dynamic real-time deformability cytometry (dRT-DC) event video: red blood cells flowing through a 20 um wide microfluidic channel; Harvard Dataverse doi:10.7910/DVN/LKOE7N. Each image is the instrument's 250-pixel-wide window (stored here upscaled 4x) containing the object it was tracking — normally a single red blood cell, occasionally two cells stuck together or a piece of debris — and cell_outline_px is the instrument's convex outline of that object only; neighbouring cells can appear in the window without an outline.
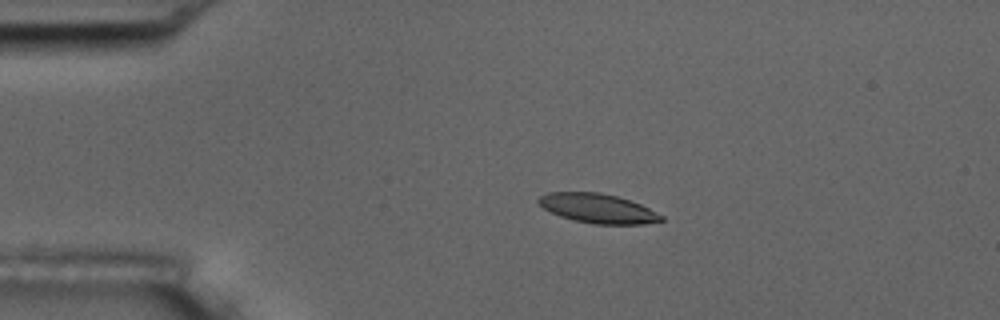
{"species": "common noctule bat (a hibernating species)", "species_latin": "Nyctalus noctula", "temperature_condition": "room temperature", "stored_images_in_passage": 6, "camera_frame_rate_fps": 3000, "um_per_image_px": 0.085, "animal": {"sex": "male", "body_mass_g": 17.5, "forearm_length_mm": 52.3}, "frame": {"image": 1, "passage_image": 4, "time_ms": 3.333, "image_size_px": [1000, 320], "cell_outline_px": [[664, 220], [644, 224], [592, 224], [560, 216], [544, 208], [536, 200], [540, 196], [548, 192], [600, 192], [616, 196], [640, 204], [664, 216]], "centroid_in_image_um": [50.82, 17.71], "position_along_channel_um": 34.2, "area_um2": 20.81}}
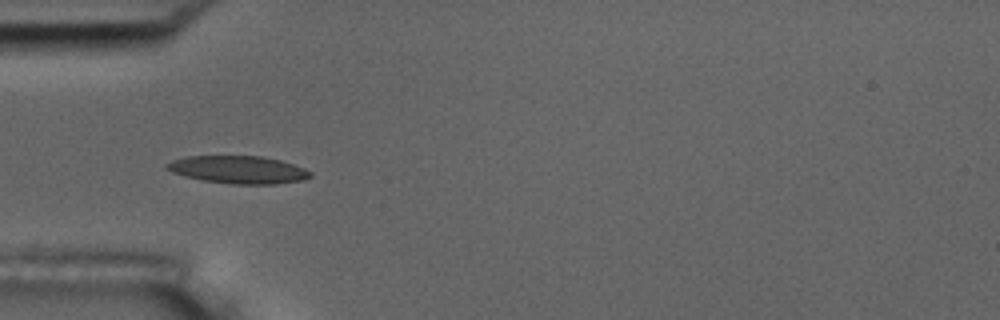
{"frame": {"image": 2, "passage_image": 5, "time_ms": 5.333, "image_size_px": [1000, 320], "cell_outline_px": [[312, 176], [300, 180], [276, 184], [232, 184], [200, 180], [184, 176], [172, 172], [164, 168], [164, 164], [172, 160], [184, 156], [264, 156], [280, 160], [304, 168], [312, 172]], "centroid_in_image_um": [20.2, 14.42], "position_along_channel_um": 64.8, "area_um2": 23.29}}